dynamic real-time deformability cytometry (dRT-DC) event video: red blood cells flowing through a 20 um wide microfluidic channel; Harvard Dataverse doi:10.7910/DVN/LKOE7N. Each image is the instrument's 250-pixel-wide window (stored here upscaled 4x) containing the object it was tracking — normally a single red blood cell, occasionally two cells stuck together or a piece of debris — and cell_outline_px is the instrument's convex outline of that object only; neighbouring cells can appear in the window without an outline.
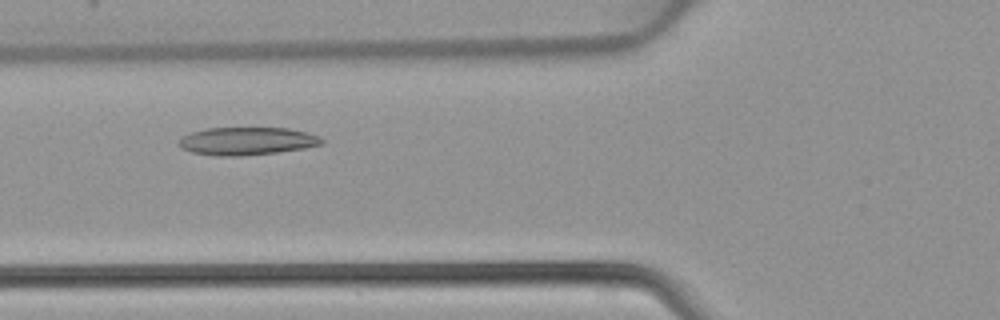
{"species": "common noctule bat (a hibernating species)", "species_latin": "Nyctalus noctula", "temperature_condition": "warm", "stored_images_in_passage": 42, "camera_frame_rate_fps": 3000, "um_per_image_px": 0.085, "animal": {"sex": "female", "body_mass_g": 22.7, "forearm_length_mm": 54.2}, "frame": {"image": 1, "passage_image": 13, "time_ms": 4.0, "image_size_px": [1000, 320], "cell_outline_px": [[324, 144], [304, 148], [276, 152], [240, 156], [216, 156], [192, 152], [180, 148], [176, 144], [176, 140], [192, 132], [208, 128], [288, 128], [308, 132], [320, 136], [324, 140]], "centroid_in_image_um": [20.98, 11.99], "position_along_channel_um": 104.8, "area_um2": 23.35}}
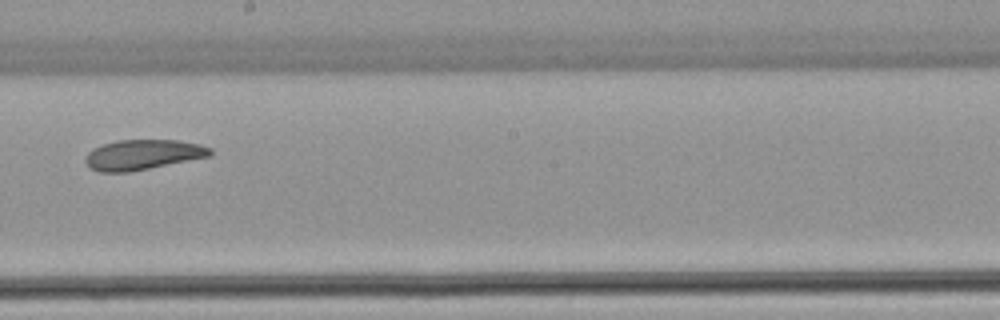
{"frame": {"image": 2, "passage_image": 22, "time_ms": 7.0, "image_size_px": [1000, 320], "cell_outline_px": [[212, 156], [128, 172], [100, 172], [88, 168], [84, 160], [88, 152], [92, 148], [116, 140], [176, 140], [200, 144], [212, 148]], "centroid_in_image_um": [12.13, 13.15], "position_along_channel_um": 236.1, "area_um2": 22.02}}
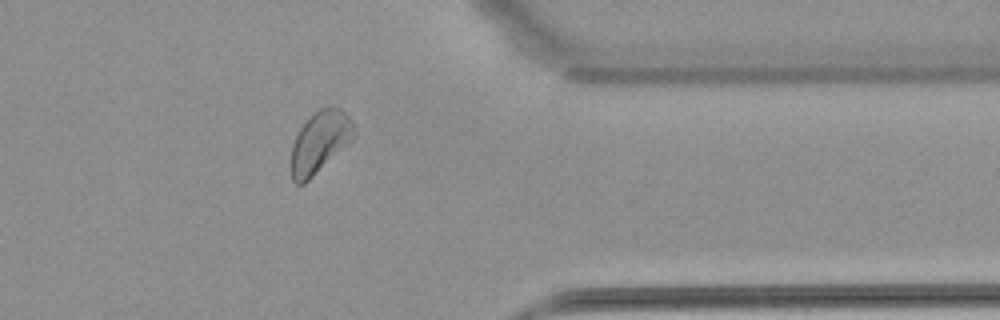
{"frame": {"image": 3, "passage_image": 33, "time_ms": 10.667, "image_size_px": [1000, 320], "cell_outline_px": [[356, 136], [348, 144], [304, 184], [296, 184], [292, 180], [288, 164], [292, 144], [300, 128], [320, 108], [332, 104], [340, 108], [352, 120], [356, 132]], "centroid_in_image_um": [27.16, 12.09], "position_along_channel_um": 384.2, "area_um2": 22.89}}